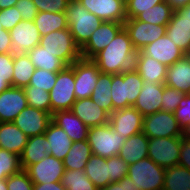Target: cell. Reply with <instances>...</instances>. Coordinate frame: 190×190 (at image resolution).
I'll use <instances>...</instances> for the list:
<instances>
[{"mask_svg": "<svg viewBox=\"0 0 190 190\" xmlns=\"http://www.w3.org/2000/svg\"><path fill=\"white\" fill-rule=\"evenodd\" d=\"M137 51L123 27L114 39L91 60L101 73L120 74L134 67Z\"/></svg>", "mask_w": 190, "mask_h": 190, "instance_id": "6da1fadb", "label": "cell"}, {"mask_svg": "<svg viewBox=\"0 0 190 190\" xmlns=\"http://www.w3.org/2000/svg\"><path fill=\"white\" fill-rule=\"evenodd\" d=\"M143 85V79L134 68L120 74H112L111 99L113 112L134 106Z\"/></svg>", "mask_w": 190, "mask_h": 190, "instance_id": "7a4b0ae2", "label": "cell"}, {"mask_svg": "<svg viewBox=\"0 0 190 190\" xmlns=\"http://www.w3.org/2000/svg\"><path fill=\"white\" fill-rule=\"evenodd\" d=\"M68 28L81 48L104 21L89 12L78 0H70L66 9Z\"/></svg>", "mask_w": 190, "mask_h": 190, "instance_id": "3957f363", "label": "cell"}, {"mask_svg": "<svg viewBox=\"0 0 190 190\" xmlns=\"http://www.w3.org/2000/svg\"><path fill=\"white\" fill-rule=\"evenodd\" d=\"M39 45L46 51L55 54L67 66H71L75 61L82 58L80 47L75 43L69 28L55 30L42 36Z\"/></svg>", "mask_w": 190, "mask_h": 190, "instance_id": "277c9868", "label": "cell"}, {"mask_svg": "<svg viewBox=\"0 0 190 190\" xmlns=\"http://www.w3.org/2000/svg\"><path fill=\"white\" fill-rule=\"evenodd\" d=\"M87 141L91 147L92 154L110 158L119 155L126 138L114 131L110 124L107 123L89 128Z\"/></svg>", "mask_w": 190, "mask_h": 190, "instance_id": "5b68a950", "label": "cell"}, {"mask_svg": "<svg viewBox=\"0 0 190 190\" xmlns=\"http://www.w3.org/2000/svg\"><path fill=\"white\" fill-rule=\"evenodd\" d=\"M165 171V168L146 157L129 165L128 176L136 190H163Z\"/></svg>", "mask_w": 190, "mask_h": 190, "instance_id": "8992f818", "label": "cell"}, {"mask_svg": "<svg viewBox=\"0 0 190 190\" xmlns=\"http://www.w3.org/2000/svg\"><path fill=\"white\" fill-rule=\"evenodd\" d=\"M74 85V70L70 66L57 72L56 83L49 92L51 114L56 111L71 110L76 101Z\"/></svg>", "mask_w": 190, "mask_h": 190, "instance_id": "52a82bcc", "label": "cell"}, {"mask_svg": "<svg viewBox=\"0 0 190 190\" xmlns=\"http://www.w3.org/2000/svg\"><path fill=\"white\" fill-rule=\"evenodd\" d=\"M142 132L148 138L183 136V129L179 126L174 113L166 111H158L144 116Z\"/></svg>", "mask_w": 190, "mask_h": 190, "instance_id": "ba28073f", "label": "cell"}, {"mask_svg": "<svg viewBox=\"0 0 190 190\" xmlns=\"http://www.w3.org/2000/svg\"><path fill=\"white\" fill-rule=\"evenodd\" d=\"M182 137L148 138V157L163 168L177 166Z\"/></svg>", "mask_w": 190, "mask_h": 190, "instance_id": "9c48e42d", "label": "cell"}, {"mask_svg": "<svg viewBox=\"0 0 190 190\" xmlns=\"http://www.w3.org/2000/svg\"><path fill=\"white\" fill-rule=\"evenodd\" d=\"M74 70V92L77 99L91 97L101 71L91 59H79L71 66Z\"/></svg>", "mask_w": 190, "mask_h": 190, "instance_id": "30bf717a", "label": "cell"}, {"mask_svg": "<svg viewBox=\"0 0 190 190\" xmlns=\"http://www.w3.org/2000/svg\"><path fill=\"white\" fill-rule=\"evenodd\" d=\"M167 25H155L135 18L126 19L123 27L128 32L135 50L141 51L147 44L154 42L166 33Z\"/></svg>", "mask_w": 190, "mask_h": 190, "instance_id": "8fae6325", "label": "cell"}, {"mask_svg": "<svg viewBox=\"0 0 190 190\" xmlns=\"http://www.w3.org/2000/svg\"><path fill=\"white\" fill-rule=\"evenodd\" d=\"M165 34L183 52L190 47V2L173 12Z\"/></svg>", "mask_w": 190, "mask_h": 190, "instance_id": "7c38bea8", "label": "cell"}, {"mask_svg": "<svg viewBox=\"0 0 190 190\" xmlns=\"http://www.w3.org/2000/svg\"><path fill=\"white\" fill-rule=\"evenodd\" d=\"M51 122L52 114L31 106L23 109L13 121L28 137L44 134Z\"/></svg>", "mask_w": 190, "mask_h": 190, "instance_id": "4fadbf2b", "label": "cell"}, {"mask_svg": "<svg viewBox=\"0 0 190 190\" xmlns=\"http://www.w3.org/2000/svg\"><path fill=\"white\" fill-rule=\"evenodd\" d=\"M123 28V23L104 21L80 48L83 59H92L103 50Z\"/></svg>", "mask_w": 190, "mask_h": 190, "instance_id": "5bb4252c", "label": "cell"}, {"mask_svg": "<svg viewBox=\"0 0 190 190\" xmlns=\"http://www.w3.org/2000/svg\"><path fill=\"white\" fill-rule=\"evenodd\" d=\"M143 115L133 106L115 110L110 114L109 124L112 129L124 138L142 132Z\"/></svg>", "mask_w": 190, "mask_h": 190, "instance_id": "9a60e30c", "label": "cell"}, {"mask_svg": "<svg viewBox=\"0 0 190 190\" xmlns=\"http://www.w3.org/2000/svg\"><path fill=\"white\" fill-rule=\"evenodd\" d=\"M25 171L33 183H54L62 180L63 161L48 154L40 162L29 165Z\"/></svg>", "mask_w": 190, "mask_h": 190, "instance_id": "2e32d148", "label": "cell"}, {"mask_svg": "<svg viewBox=\"0 0 190 190\" xmlns=\"http://www.w3.org/2000/svg\"><path fill=\"white\" fill-rule=\"evenodd\" d=\"M89 12L103 21L124 23L125 0H78Z\"/></svg>", "mask_w": 190, "mask_h": 190, "instance_id": "e0dca14e", "label": "cell"}, {"mask_svg": "<svg viewBox=\"0 0 190 190\" xmlns=\"http://www.w3.org/2000/svg\"><path fill=\"white\" fill-rule=\"evenodd\" d=\"M13 54L27 53L40 44V33L34 21L22 20L9 31Z\"/></svg>", "mask_w": 190, "mask_h": 190, "instance_id": "ac0fdd59", "label": "cell"}, {"mask_svg": "<svg viewBox=\"0 0 190 190\" xmlns=\"http://www.w3.org/2000/svg\"><path fill=\"white\" fill-rule=\"evenodd\" d=\"M141 51L167 67L184 56V52L166 34L147 44Z\"/></svg>", "mask_w": 190, "mask_h": 190, "instance_id": "d6986e66", "label": "cell"}, {"mask_svg": "<svg viewBox=\"0 0 190 190\" xmlns=\"http://www.w3.org/2000/svg\"><path fill=\"white\" fill-rule=\"evenodd\" d=\"M27 106L23 88L10 86L0 93V122H13Z\"/></svg>", "mask_w": 190, "mask_h": 190, "instance_id": "ffe728a7", "label": "cell"}, {"mask_svg": "<svg viewBox=\"0 0 190 190\" xmlns=\"http://www.w3.org/2000/svg\"><path fill=\"white\" fill-rule=\"evenodd\" d=\"M71 111L89 128L109 123L110 115L91 98L77 99Z\"/></svg>", "mask_w": 190, "mask_h": 190, "instance_id": "44dd1931", "label": "cell"}, {"mask_svg": "<svg viewBox=\"0 0 190 190\" xmlns=\"http://www.w3.org/2000/svg\"><path fill=\"white\" fill-rule=\"evenodd\" d=\"M144 82L165 84L167 66L142 51L136 53L133 67Z\"/></svg>", "mask_w": 190, "mask_h": 190, "instance_id": "7402d4cb", "label": "cell"}, {"mask_svg": "<svg viewBox=\"0 0 190 190\" xmlns=\"http://www.w3.org/2000/svg\"><path fill=\"white\" fill-rule=\"evenodd\" d=\"M162 96L163 84L144 82L133 107L143 116L154 114L161 111Z\"/></svg>", "mask_w": 190, "mask_h": 190, "instance_id": "603a6c76", "label": "cell"}, {"mask_svg": "<svg viewBox=\"0 0 190 190\" xmlns=\"http://www.w3.org/2000/svg\"><path fill=\"white\" fill-rule=\"evenodd\" d=\"M52 122L62 128L73 142L87 140L89 127L71 110L54 112Z\"/></svg>", "mask_w": 190, "mask_h": 190, "instance_id": "cb8c5ba5", "label": "cell"}, {"mask_svg": "<svg viewBox=\"0 0 190 190\" xmlns=\"http://www.w3.org/2000/svg\"><path fill=\"white\" fill-rule=\"evenodd\" d=\"M165 85L190 94V62L185 56L167 67Z\"/></svg>", "mask_w": 190, "mask_h": 190, "instance_id": "d4e9b609", "label": "cell"}, {"mask_svg": "<svg viewBox=\"0 0 190 190\" xmlns=\"http://www.w3.org/2000/svg\"><path fill=\"white\" fill-rule=\"evenodd\" d=\"M50 151V144L44 134L28 137L27 144L20 155L22 170H25L29 165L40 162Z\"/></svg>", "mask_w": 190, "mask_h": 190, "instance_id": "484cf974", "label": "cell"}, {"mask_svg": "<svg viewBox=\"0 0 190 190\" xmlns=\"http://www.w3.org/2000/svg\"><path fill=\"white\" fill-rule=\"evenodd\" d=\"M26 136L13 122H0V148L8 152L22 154L27 144Z\"/></svg>", "mask_w": 190, "mask_h": 190, "instance_id": "4316f807", "label": "cell"}, {"mask_svg": "<svg viewBox=\"0 0 190 190\" xmlns=\"http://www.w3.org/2000/svg\"><path fill=\"white\" fill-rule=\"evenodd\" d=\"M119 156L128 165L148 157V137L143 132L130 136L120 149Z\"/></svg>", "mask_w": 190, "mask_h": 190, "instance_id": "83f0119b", "label": "cell"}, {"mask_svg": "<svg viewBox=\"0 0 190 190\" xmlns=\"http://www.w3.org/2000/svg\"><path fill=\"white\" fill-rule=\"evenodd\" d=\"M85 175L98 188L110 184V158L92 154L85 166Z\"/></svg>", "mask_w": 190, "mask_h": 190, "instance_id": "f1b7e54d", "label": "cell"}, {"mask_svg": "<svg viewBox=\"0 0 190 190\" xmlns=\"http://www.w3.org/2000/svg\"><path fill=\"white\" fill-rule=\"evenodd\" d=\"M44 135L51 147L49 154L63 161L71 149L73 142L68 134L62 128L58 127L55 123L51 122L47 130L44 132Z\"/></svg>", "mask_w": 190, "mask_h": 190, "instance_id": "f546056e", "label": "cell"}, {"mask_svg": "<svg viewBox=\"0 0 190 190\" xmlns=\"http://www.w3.org/2000/svg\"><path fill=\"white\" fill-rule=\"evenodd\" d=\"M92 155L87 140L72 142L71 149L63 160L65 170H85V166Z\"/></svg>", "mask_w": 190, "mask_h": 190, "instance_id": "4dcf8cb0", "label": "cell"}, {"mask_svg": "<svg viewBox=\"0 0 190 190\" xmlns=\"http://www.w3.org/2000/svg\"><path fill=\"white\" fill-rule=\"evenodd\" d=\"M31 62L35 68L47 70L49 72L62 71L67 65L55 54L46 51L40 45L35 46L32 50L27 52Z\"/></svg>", "mask_w": 190, "mask_h": 190, "instance_id": "1f68e13d", "label": "cell"}, {"mask_svg": "<svg viewBox=\"0 0 190 190\" xmlns=\"http://www.w3.org/2000/svg\"><path fill=\"white\" fill-rule=\"evenodd\" d=\"M13 68L12 86H28L36 68L27 53L13 54Z\"/></svg>", "mask_w": 190, "mask_h": 190, "instance_id": "d6a6232c", "label": "cell"}, {"mask_svg": "<svg viewBox=\"0 0 190 190\" xmlns=\"http://www.w3.org/2000/svg\"><path fill=\"white\" fill-rule=\"evenodd\" d=\"M112 74L100 73L91 100L104 109L109 115L113 112L111 99Z\"/></svg>", "mask_w": 190, "mask_h": 190, "instance_id": "836d02e7", "label": "cell"}, {"mask_svg": "<svg viewBox=\"0 0 190 190\" xmlns=\"http://www.w3.org/2000/svg\"><path fill=\"white\" fill-rule=\"evenodd\" d=\"M34 24L39 30L40 36L47 35L55 30L68 28L67 17L65 12H38L34 19Z\"/></svg>", "mask_w": 190, "mask_h": 190, "instance_id": "e575fe53", "label": "cell"}, {"mask_svg": "<svg viewBox=\"0 0 190 190\" xmlns=\"http://www.w3.org/2000/svg\"><path fill=\"white\" fill-rule=\"evenodd\" d=\"M163 190H190V170L179 165L166 168Z\"/></svg>", "mask_w": 190, "mask_h": 190, "instance_id": "d590c367", "label": "cell"}, {"mask_svg": "<svg viewBox=\"0 0 190 190\" xmlns=\"http://www.w3.org/2000/svg\"><path fill=\"white\" fill-rule=\"evenodd\" d=\"M173 12L172 7L164 1L138 14L135 19L155 25H167L172 18Z\"/></svg>", "mask_w": 190, "mask_h": 190, "instance_id": "8d00e7d4", "label": "cell"}, {"mask_svg": "<svg viewBox=\"0 0 190 190\" xmlns=\"http://www.w3.org/2000/svg\"><path fill=\"white\" fill-rule=\"evenodd\" d=\"M61 183L66 190H98L84 170H65Z\"/></svg>", "mask_w": 190, "mask_h": 190, "instance_id": "74e56055", "label": "cell"}, {"mask_svg": "<svg viewBox=\"0 0 190 190\" xmlns=\"http://www.w3.org/2000/svg\"><path fill=\"white\" fill-rule=\"evenodd\" d=\"M28 106L39 110L49 112L51 114L50 95L44 89H37L36 86L23 87Z\"/></svg>", "mask_w": 190, "mask_h": 190, "instance_id": "f35d334b", "label": "cell"}, {"mask_svg": "<svg viewBox=\"0 0 190 190\" xmlns=\"http://www.w3.org/2000/svg\"><path fill=\"white\" fill-rule=\"evenodd\" d=\"M22 170L20 156L0 148V180Z\"/></svg>", "mask_w": 190, "mask_h": 190, "instance_id": "ab89813d", "label": "cell"}, {"mask_svg": "<svg viewBox=\"0 0 190 190\" xmlns=\"http://www.w3.org/2000/svg\"><path fill=\"white\" fill-rule=\"evenodd\" d=\"M57 72L36 68L28 86H36L37 89H44L50 92L56 83Z\"/></svg>", "mask_w": 190, "mask_h": 190, "instance_id": "60d3db41", "label": "cell"}, {"mask_svg": "<svg viewBox=\"0 0 190 190\" xmlns=\"http://www.w3.org/2000/svg\"><path fill=\"white\" fill-rule=\"evenodd\" d=\"M184 93L163 84L161 111L174 112Z\"/></svg>", "mask_w": 190, "mask_h": 190, "instance_id": "b9f144b4", "label": "cell"}, {"mask_svg": "<svg viewBox=\"0 0 190 190\" xmlns=\"http://www.w3.org/2000/svg\"><path fill=\"white\" fill-rule=\"evenodd\" d=\"M164 1L165 0H125L126 17L127 19H133L143 11H147L156 4Z\"/></svg>", "mask_w": 190, "mask_h": 190, "instance_id": "7bdbcfd3", "label": "cell"}, {"mask_svg": "<svg viewBox=\"0 0 190 190\" xmlns=\"http://www.w3.org/2000/svg\"><path fill=\"white\" fill-rule=\"evenodd\" d=\"M33 184L25 170H21L7 178L8 190H33Z\"/></svg>", "mask_w": 190, "mask_h": 190, "instance_id": "ee69618b", "label": "cell"}, {"mask_svg": "<svg viewBox=\"0 0 190 190\" xmlns=\"http://www.w3.org/2000/svg\"><path fill=\"white\" fill-rule=\"evenodd\" d=\"M129 165L119 156L110 157V183L120 181L128 175Z\"/></svg>", "mask_w": 190, "mask_h": 190, "instance_id": "f6af8a7d", "label": "cell"}, {"mask_svg": "<svg viewBox=\"0 0 190 190\" xmlns=\"http://www.w3.org/2000/svg\"><path fill=\"white\" fill-rule=\"evenodd\" d=\"M179 126L184 130L190 123V94H184L178 107L173 112Z\"/></svg>", "mask_w": 190, "mask_h": 190, "instance_id": "bcb514c9", "label": "cell"}, {"mask_svg": "<svg viewBox=\"0 0 190 190\" xmlns=\"http://www.w3.org/2000/svg\"><path fill=\"white\" fill-rule=\"evenodd\" d=\"M70 0H33L38 12H66Z\"/></svg>", "mask_w": 190, "mask_h": 190, "instance_id": "7dc6e473", "label": "cell"}, {"mask_svg": "<svg viewBox=\"0 0 190 190\" xmlns=\"http://www.w3.org/2000/svg\"><path fill=\"white\" fill-rule=\"evenodd\" d=\"M0 17L2 27L7 31L12 30L16 24L23 20L19 10L15 6L0 10Z\"/></svg>", "mask_w": 190, "mask_h": 190, "instance_id": "c3c4849f", "label": "cell"}, {"mask_svg": "<svg viewBox=\"0 0 190 190\" xmlns=\"http://www.w3.org/2000/svg\"><path fill=\"white\" fill-rule=\"evenodd\" d=\"M13 53L0 54V79H5L12 86Z\"/></svg>", "mask_w": 190, "mask_h": 190, "instance_id": "681fc988", "label": "cell"}, {"mask_svg": "<svg viewBox=\"0 0 190 190\" xmlns=\"http://www.w3.org/2000/svg\"><path fill=\"white\" fill-rule=\"evenodd\" d=\"M15 7L19 10L23 20L34 21L38 14L33 0H18Z\"/></svg>", "mask_w": 190, "mask_h": 190, "instance_id": "f907efd6", "label": "cell"}, {"mask_svg": "<svg viewBox=\"0 0 190 190\" xmlns=\"http://www.w3.org/2000/svg\"><path fill=\"white\" fill-rule=\"evenodd\" d=\"M178 165L190 170V138H185L182 136Z\"/></svg>", "mask_w": 190, "mask_h": 190, "instance_id": "816d5d0a", "label": "cell"}, {"mask_svg": "<svg viewBox=\"0 0 190 190\" xmlns=\"http://www.w3.org/2000/svg\"><path fill=\"white\" fill-rule=\"evenodd\" d=\"M98 190H136V186L134 185V182L127 175L124 178H122L120 181L110 183L107 186L100 188Z\"/></svg>", "mask_w": 190, "mask_h": 190, "instance_id": "f5cc1de1", "label": "cell"}, {"mask_svg": "<svg viewBox=\"0 0 190 190\" xmlns=\"http://www.w3.org/2000/svg\"><path fill=\"white\" fill-rule=\"evenodd\" d=\"M13 53L10 33L0 29V54Z\"/></svg>", "mask_w": 190, "mask_h": 190, "instance_id": "db71d44e", "label": "cell"}, {"mask_svg": "<svg viewBox=\"0 0 190 190\" xmlns=\"http://www.w3.org/2000/svg\"><path fill=\"white\" fill-rule=\"evenodd\" d=\"M33 190H66L61 181L54 183H34Z\"/></svg>", "mask_w": 190, "mask_h": 190, "instance_id": "11a10c76", "label": "cell"}, {"mask_svg": "<svg viewBox=\"0 0 190 190\" xmlns=\"http://www.w3.org/2000/svg\"><path fill=\"white\" fill-rule=\"evenodd\" d=\"M175 11L181 7L186 6L190 0H165Z\"/></svg>", "mask_w": 190, "mask_h": 190, "instance_id": "9f6ffc18", "label": "cell"}, {"mask_svg": "<svg viewBox=\"0 0 190 190\" xmlns=\"http://www.w3.org/2000/svg\"><path fill=\"white\" fill-rule=\"evenodd\" d=\"M18 0H0V10L14 7Z\"/></svg>", "mask_w": 190, "mask_h": 190, "instance_id": "6f0895ef", "label": "cell"}, {"mask_svg": "<svg viewBox=\"0 0 190 190\" xmlns=\"http://www.w3.org/2000/svg\"><path fill=\"white\" fill-rule=\"evenodd\" d=\"M10 86L5 79H0V93L7 90Z\"/></svg>", "mask_w": 190, "mask_h": 190, "instance_id": "680465c9", "label": "cell"}, {"mask_svg": "<svg viewBox=\"0 0 190 190\" xmlns=\"http://www.w3.org/2000/svg\"><path fill=\"white\" fill-rule=\"evenodd\" d=\"M183 137L190 138V123L183 130Z\"/></svg>", "mask_w": 190, "mask_h": 190, "instance_id": "91938a15", "label": "cell"}, {"mask_svg": "<svg viewBox=\"0 0 190 190\" xmlns=\"http://www.w3.org/2000/svg\"><path fill=\"white\" fill-rule=\"evenodd\" d=\"M0 190H8L7 189V179L0 180Z\"/></svg>", "mask_w": 190, "mask_h": 190, "instance_id": "94428289", "label": "cell"}, {"mask_svg": "<svg viewBox=\"0 0 190 190\" xmlns=\"http://www.w3.org/2000/svg\"><path fill=\"white\" fill-rule=\"evenodd\" d=\"M184 56L190 62V47L184 52Z\"/></svg>", "mask_w": 190, "mask_h": 190, "instance_id": "6125c7cd", "label": "cell"}, {"mask_svg": "<svg viewBox=\"0 0 190 190\" xmlns=\"http://www.w3.org/2000/svg\"><path fill=\"white\" fill-rule=\"evenodd\" d=\"M1 23H2V21H1V17H0V29H3Z\"/></svg>", "mask_w": 190, "mask_h": 190, "instance_id": "be15d7a7", "label": "cell"}]
</instances>
